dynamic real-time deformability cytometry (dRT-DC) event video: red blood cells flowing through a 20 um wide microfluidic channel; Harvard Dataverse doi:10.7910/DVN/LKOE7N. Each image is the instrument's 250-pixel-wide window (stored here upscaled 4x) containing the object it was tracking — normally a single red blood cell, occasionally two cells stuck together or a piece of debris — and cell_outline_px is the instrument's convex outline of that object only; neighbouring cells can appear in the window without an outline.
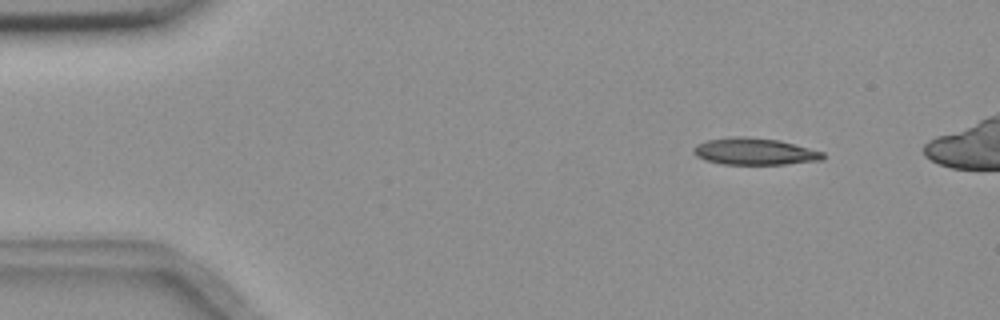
{"species": "common noctule bat (a hibernating species)", "species_latin": "Nyctalus noctula", "temperature_condition": "room temperature", "stored_images_in_passage": 44, "camera_frame_rate_fps": 3000, "um_per_image_px": 0.085, "animal": {"sex": "female", "body_mass_g": 18.4}, "frame": {"image": 1, "passage_image": 1, "time_ms": 0.0, "image_size_px": [1000, 320], "cell_outline_px": [[824, 156], [820, 160], [784, 164], [724, 164], [704, 160], [696, 156], [692, 152], [692, 148], [696, 144], [708, 140], [732, 136], [748, 136], [780, 140], [824, 152]], "centroid_in_image_um": [64.09, 12.86], "position_along_channel_um": 20.9, "area_um2": 20.29}}
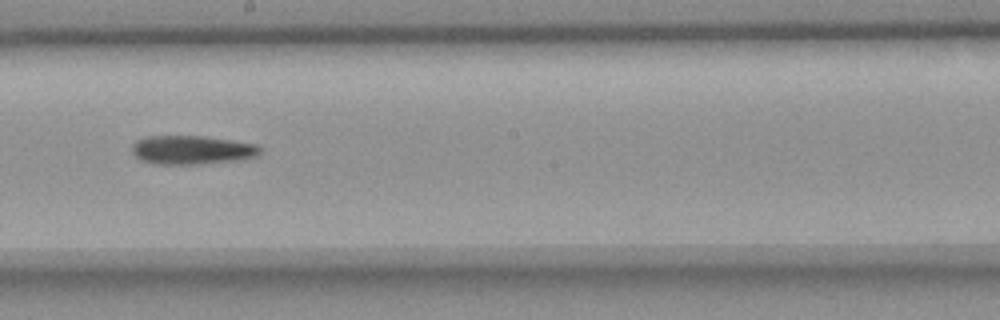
{"frame": {"image": 2, "passage_image": 25, "time_ms": 8.0, "image_size_px": [1000, 320], "cell_outline_px": [[260, 152], [256, 156], [240, 160], [200, 164], [152, 164], [140, 160], [132, 152], [132, 144], [136, 140], [148, 136], [204, 136], [260, 144]], "centroid_in_image_um": [16.32, 12.74], "position_along_channel_um": 231.9, "area_um2": 21.73}}
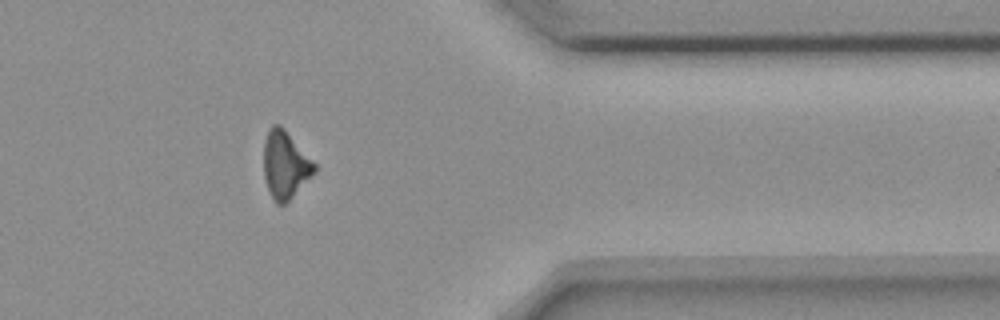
{"frame": {"image": 3, "passage_image": 39, "time_ms": 12.667, "image_size_px": [1000, 320], "cell_outline_px": [[316, 172], [284, 204], [276, 204], [268, 188], [264, 176], [264, 140], [272, 124], [280, 124], [284, 128], [316, 164]], "centroid_in_image_um": [24.24, 13.99], "position_along_channel_um": 387.2, "area_um2": 19.65}}